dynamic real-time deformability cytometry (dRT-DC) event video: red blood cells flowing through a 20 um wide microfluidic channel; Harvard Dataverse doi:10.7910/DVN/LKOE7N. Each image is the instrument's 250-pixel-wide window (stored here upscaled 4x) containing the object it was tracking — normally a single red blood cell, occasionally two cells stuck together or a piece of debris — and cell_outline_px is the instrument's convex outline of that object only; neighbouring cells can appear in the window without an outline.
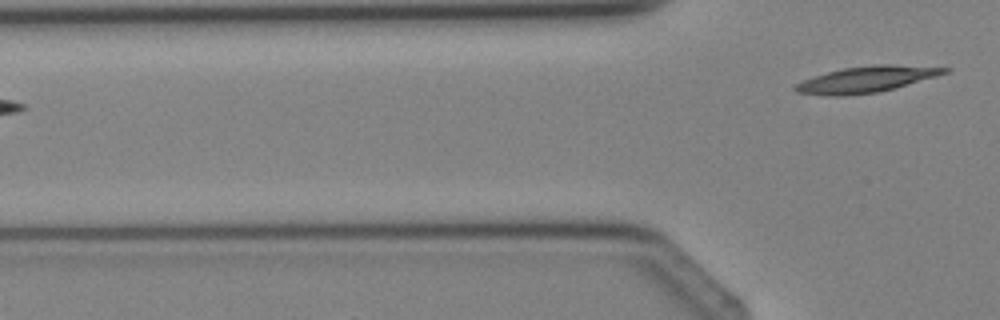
{"species": "Egyptian fruit bat (a non-hibernating species)", "species_latin": "Rousettus aegyptiacus", "temperature_condition": "cold", "stored_images_in_passage": 5, "camera_frame_rate_fps": 3000, "um_per_image_px": 0.085, "animal": {"sex": "female"}, "frame": {"image": 1, "passage_image": 5, "time_ms": 5.333, "image_size_px": [1000, 320], "cell_outline_px": [[952, 68], [948, 72], [936, 76], [892, 88], [876, 92], [844, 96], [824, 96], [796, 92], [792, 88], [796, 84], [812, 76], [844, 68], [872, 64], [888, 64]], "centroid_in_image_um": [73.58, 6.74], "position_along_channel_um": 52.2, "area_um2": 22.48}}